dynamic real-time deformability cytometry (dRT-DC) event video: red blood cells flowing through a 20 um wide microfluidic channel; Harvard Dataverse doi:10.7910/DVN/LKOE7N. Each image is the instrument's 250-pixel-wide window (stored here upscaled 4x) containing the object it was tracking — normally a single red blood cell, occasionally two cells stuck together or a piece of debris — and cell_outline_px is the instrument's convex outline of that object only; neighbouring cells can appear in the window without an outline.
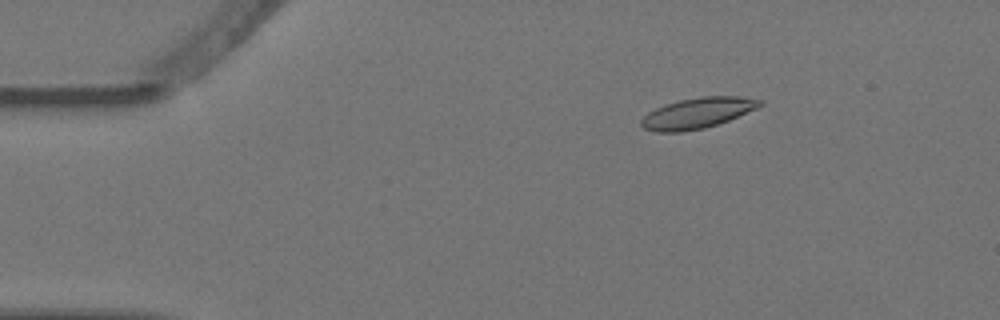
{"species": "Egyptian fruit bat (a non-hibernating species)", "species_latin": "Rousettus aegyptiacus", "temperature_condition": "warm", "stored_images_in_passage": 6, "camera_frame_rate_fps": 3000, "um_per_image_px": 0.085, "animal": {"sex": "female"}, "frame": {"image": 1, "passage_image": 3, "time_ms": 0.667, "image_size_px": [1000, 320], "cell_outline_px": [[764, 104], [756, 108], [728, 120], [704, 128], [680, 132], [656, 132], [644, 128], [640, 124], [640, 120], [648, 112], [656, 108], [680, 100], [700, 96], [740, 96], [764, 100]], "centroid_in_image_um": [59.28, 9.6], "position_along_channel_um": 25.7, "area_um2": 21.04}}
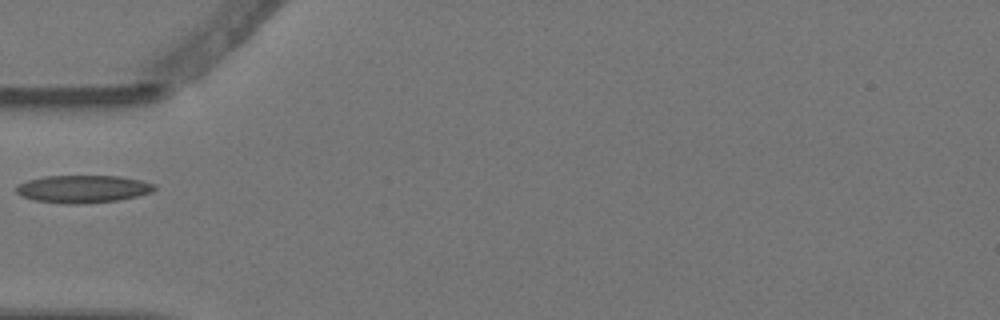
{"frame": {"image": 2, "passage_image": 6, "time_ms": 1.667, "image_size_px": [1000, 320], "cell_outline_px": [[156, 188], [152, 192], [136, 196], [116, 200], [80, 204], [68, 204], [32, 200], [20, 196], [16, 192], [16, 188], [20, 184], [28, 180], [44, 176], [120, 176], [140, 180], [156, 184]], "centroid_in_image_um": [7.04, 16.06], "position_along_channel_um": 78.0, "area_um2": 22.2}}